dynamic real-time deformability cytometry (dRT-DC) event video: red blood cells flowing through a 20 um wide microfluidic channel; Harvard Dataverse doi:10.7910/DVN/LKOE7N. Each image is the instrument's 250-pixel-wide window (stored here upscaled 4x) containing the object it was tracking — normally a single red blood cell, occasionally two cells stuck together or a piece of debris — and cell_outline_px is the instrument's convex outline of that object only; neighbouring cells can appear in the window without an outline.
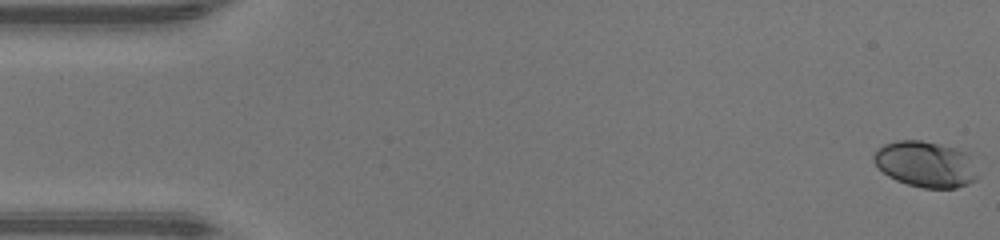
{"species": "human", "species_latin": "Homo sapiens", "temperature_condition": "warm", "stored_images_in_passage": 47, "camera_frame_rate_fps": 3000, "um_per_image_px": 0.085, "donor": {"sex": "male"}, "frame": {"image": 1, "passage_image": 1, "time_ms": 0.0, "image_size_px": [1000, 240], "cell_outline_px": [[980, 176], [976, 180], [968, 184], [956, 188], [924, 188], [908, 184], [896, 180], [888, 176], [872, 160], [872, 156], [884, 144], [896, 140], [920, 140], [956, 148], [968, 152], [972, 156]], "centroid_in_image_um": [78.75, 13.96], "position_along_channel_um": 6.3, "area_um2": 28.15}}
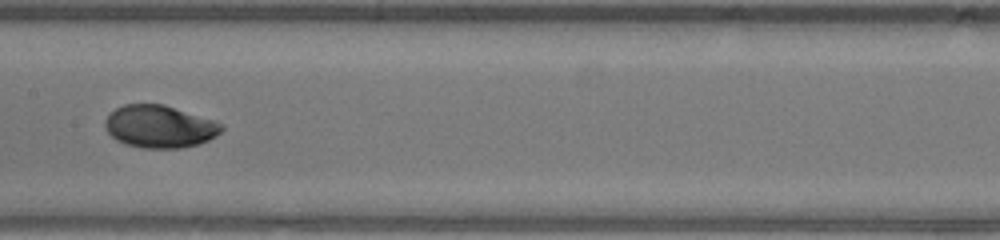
{"frame": {"image": 2, "passage_image": 24, "time_ms": 7.667, "image_size_px": [1000, 240], "cell_outline_px": [[224, 128], [216, 136], [208, 140], [184, 148], [144, 148], [124, 144], [116, 140], [104, 128], [104, 120], [116, 108], [124, 104], [164, 104], [216, 120], [224, 124]], "centroid_in_image_um": [13.58, 10.75], "position_along_channel_um": 193.8, "area_um2": 29.07}}
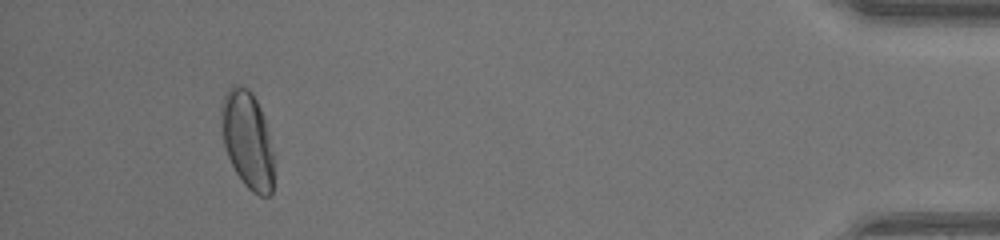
{"frame": {"image": 3, "passage_image": 44, "time_ms": 14.333, "image_size_px": [1000, 240], "cell_outline_px": [[272, 196], [260, 196], [252, 192], [244, 184], [236, 172], [228, 156], [224, 144], [220, 124], [220, 104], [228, 88], [232, 84], [240, 84], [248, 88], [252, 92], [264, 116], [268, 132], [272, 152]], "centroid_in_image_um": [21.0, 11.83], "position_along_channel_um": 414.2, "area_um2": 29.88}, "authors_computed_cell_mechanics": {"area_um2": 28.2064, "velocity_mm_per_s": 4.4361, "shape_relaxation_time_tau1_ms": 3.2895, "shape_relaxation_time_tau2_ms": 0.9246, "deformation_change_tau1": 0.1636, "deformation_change_tau2": 0.0283}}